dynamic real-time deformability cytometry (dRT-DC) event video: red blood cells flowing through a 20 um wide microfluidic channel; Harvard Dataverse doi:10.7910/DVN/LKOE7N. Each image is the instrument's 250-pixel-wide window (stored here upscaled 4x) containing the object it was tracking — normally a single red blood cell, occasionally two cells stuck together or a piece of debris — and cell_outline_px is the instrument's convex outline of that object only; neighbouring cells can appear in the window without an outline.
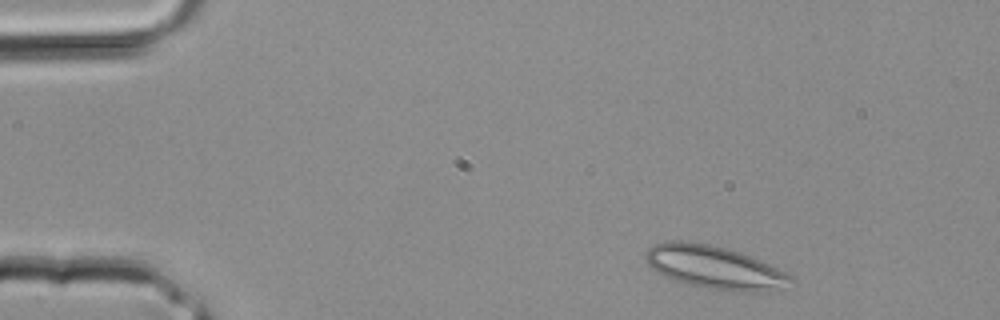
{"species": "common noctule bat (a hibernating species)", "species_latin": "Nyctalus noctula", "temperature_condition": "room temperature", "stored_images_in_passage": 3, "camera_frame_rate_fps": 3000, "um_per_image_px": 0.085, "animal": {"sex": "male", "body_mass_g": 20.4}, "frame": {"image": 1, "passage_image": 3, "time_ms": 0.667, "image_size_px": [1000, 320], "cell_outline_px": [[792, 280], [764, 292], [744, 292], [708, 288], [688, 284], [664, 276], [656, 272], [648, 264], [644, 256], [648, 248], [652, 244], [664, 240], [688, 240], [708, 244], [740, 252], [752, 256], [792, 276]], "centroid_in_image_um": [60.62, 22.68], "position_along_channel_um": 24.4, "area_um2": 36.01}}